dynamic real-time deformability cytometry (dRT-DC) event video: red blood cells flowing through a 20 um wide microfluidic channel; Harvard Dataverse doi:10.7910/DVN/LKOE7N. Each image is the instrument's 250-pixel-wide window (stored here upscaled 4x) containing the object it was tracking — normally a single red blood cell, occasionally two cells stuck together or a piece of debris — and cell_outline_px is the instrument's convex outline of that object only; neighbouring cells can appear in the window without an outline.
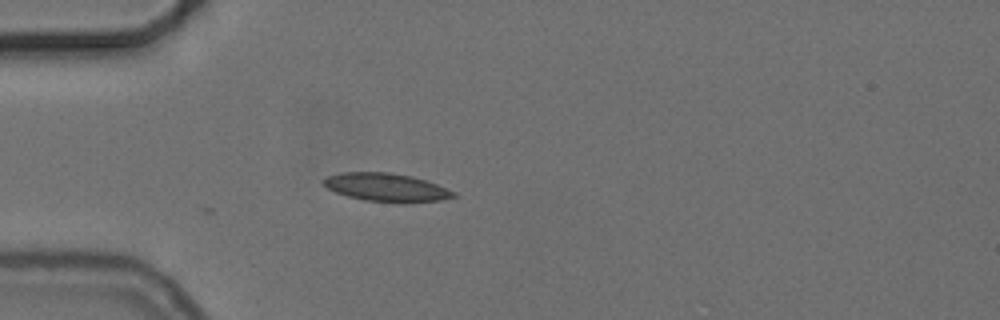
{"species": "common noctule bat (a hibernating species)", "species_latin": "Nyctalus noctula", "temperature_condition": "cold", "stored_images_in_passage": 3, "camera_frame_rate_fps": 3000, "um_per_image_px": 0.085, "animal": {"sex": "female", "body_mass_g": 24.6, "forearm_length_mm": 56.2}, "frame": {"image": 1, "passage_image": 1, "time_ms": 0.0, "image_size_px": [1000, 320], "cell_outline_px": [[460, 196], [440, 200], [364, 200], [348, 196], [336, 192], [328, 188], [320, 180], [328, 176], [340, 172], [392, 172], [412, 176], [436, 184], [456, 192]], "centroid_in_image_um": [32.8, 15.87], "position_along_channel_um": 52.2, "area_um2": 20.63}}